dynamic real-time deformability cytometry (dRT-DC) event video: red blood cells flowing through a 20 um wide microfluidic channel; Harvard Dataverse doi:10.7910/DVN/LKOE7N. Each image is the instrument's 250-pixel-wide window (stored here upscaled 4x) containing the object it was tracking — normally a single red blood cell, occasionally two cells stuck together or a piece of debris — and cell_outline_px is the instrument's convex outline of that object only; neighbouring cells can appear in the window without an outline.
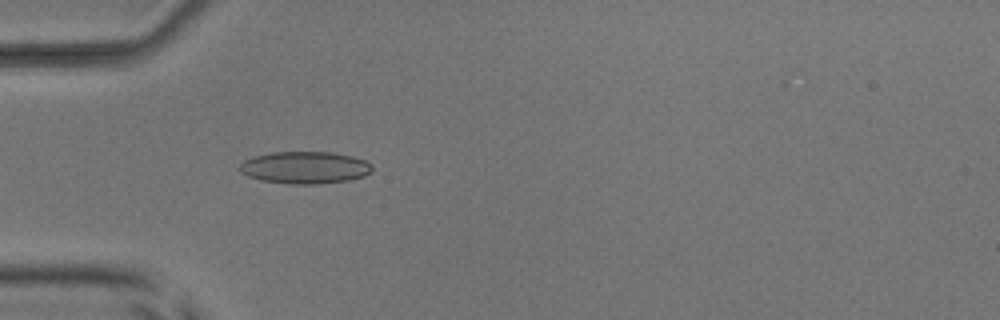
{"species": "common noctule bat (a hibernating species)", "species_latin": "Nyctalus noctula", "temperature_condition": "room temperature", "stored_images_in_passage": 5, "camera_frame_rate_fps": 3000, "um_per_image_px": 0.085, "animal": {"sex": "male", "body_mass_g": 17.9, "forearm_length_mm": 54.2}, "frame": {"image": 1, "passage_image": 5, "time_ms": 4.667, "image_size_px": [1000, 320], "cell_outline_px": [[372, 172], [364, 176], [348, 180], [320, 184], [292, 184], [260, 180], [248, 176], [240, 172], [236, 168], [244, 160], [252, 156], [272, 152], [332, 152], [352, 156], [364, 160], [372, 164]], "centroid_in_image_um": [25.89, 14.24], "position_along_channel_um": 59.1, "area_um2": 25.09}}